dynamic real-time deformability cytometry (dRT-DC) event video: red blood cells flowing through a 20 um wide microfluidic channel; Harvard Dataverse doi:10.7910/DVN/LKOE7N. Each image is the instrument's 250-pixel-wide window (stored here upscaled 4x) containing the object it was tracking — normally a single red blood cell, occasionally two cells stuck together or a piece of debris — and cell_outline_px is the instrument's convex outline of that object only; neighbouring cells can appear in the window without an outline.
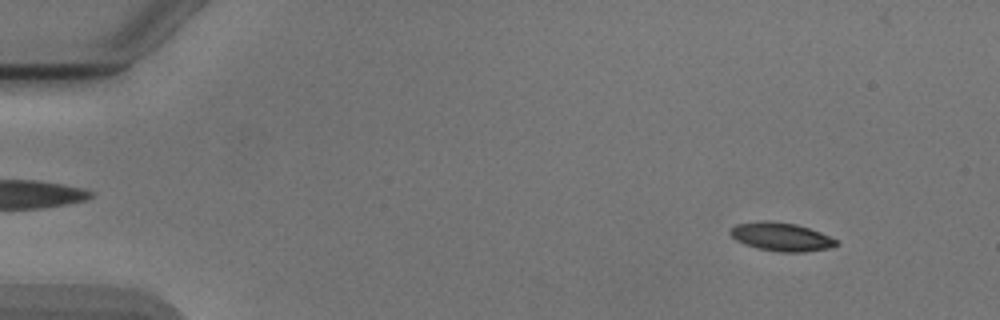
{"species": "Egyptian fruit bat (a non-hibernating species)", "species_latin": "Rousettus aegyptiacus", "temperature_condition": "cold", "stored_images_in_passage": 53, "camera_frame_rate_fps": 3000, "um_per_image_px": 0.085, "animal": {"sex": "male"}, "frame": {"image": 1, "passage_image": 5, "time_ms": 1.333, "image_size_px": [1000, 320], "cell_outline_px": [[840, 244], [828, 248], [804, 252], [780, 252], [756, 248], [744, 244], [736, 240], [728, 232], [736, 224], [764, 220], [768, 220], [796, 224], [820, 232], [836, 240]], "centroid_in_image_um": [66.38, 20.13], "position_along_channel_um": 18.6, "area_um2": 17.51}}
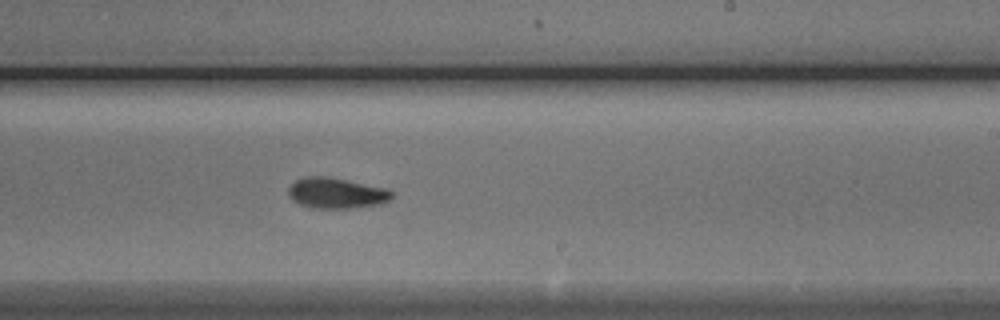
{"frame": {"image": 2, "passage_image": 32, "time_ms": 10.333, "image_size_px": [1000, 320], "cell_outline_px": [[396, 192], [392, 200], [380, 204], [356, 208], [312, 208], [300, 204], [292, 200], [288, 196], [288, 188], [296, 180], [304, 176], [324, 176], [388, 188]], "centroid_in_image_um": [28.64, 16.42], "position_along_channel_um": 260.4, "area_um2": 18.79}}
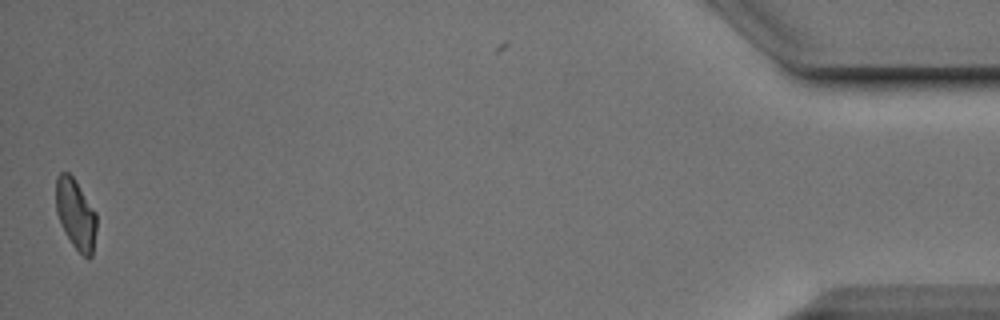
{"frame": {"image": 3, "passage_image": 52, "time_ms": 17.0, "image_size_px": [1000, 320], "cell_outline_px": [[96, 228], [92, 256], [88, 260], [72, 244], [56, 212], [56, 176], [60, 172], [68, 172], [72, 176], [96, 212]], "centroid_in_image_um": [6.44, 18.19], "position_along_channel_um": 428.8, "area_um2": 16.3}, "authors_computed_cell_mechanics": {"area_um2": 17.6868, "velocity_mm_per_s": 3.8816, "shape_relaxation_time_tau1_ms": 3.2277, "shape_relaxation_time_tau2_ms": 8.0534, "deformation_change_tau1": 0.1048, "deformation_change_tau2": 0.144}}